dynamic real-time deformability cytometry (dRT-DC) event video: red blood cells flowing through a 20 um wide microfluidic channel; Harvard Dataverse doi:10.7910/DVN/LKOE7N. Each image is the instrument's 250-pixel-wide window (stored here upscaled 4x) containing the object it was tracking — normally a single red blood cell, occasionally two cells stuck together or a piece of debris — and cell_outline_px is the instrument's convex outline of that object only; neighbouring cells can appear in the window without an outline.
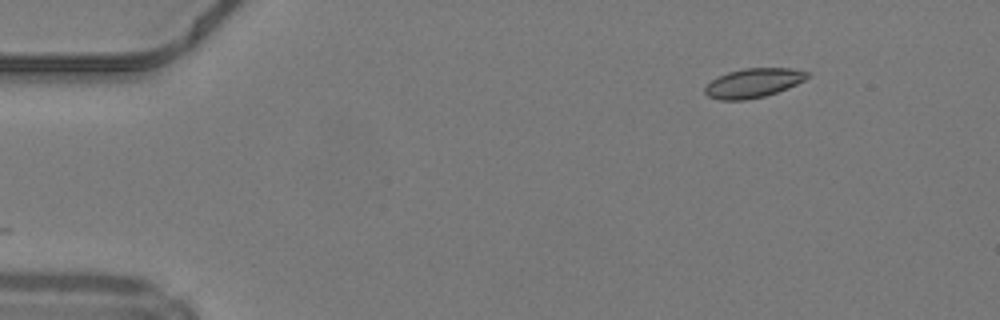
{"species": "common noctule bat (a hibernating species)", "species_latin": "Nyctalus noctula", "temperature_condition": "warm", "stored_images_in_passage": 44, "camera_frame_rate_fps": 3000, "um_per_image_px": 0.085, "animal": {"sex": "male", "body_mass_g": 19.2, "forearm_length_mm": 51.8}, "frame": {"image": 1, "passage_image": 1, "time_ms": 0.0, "image_size_px": [1000, 320], "cell_outline_px": [[808, 76], [804, 80], [788, 88], [764, 96], [744, 100], [720, 100], [708, 96], [704, 92], [704, 88], [712, 80], [728, 72], [744, 68], [792, 68], [808, 72]], "centroid_in_image_um": [64.02, 7.05], "position_along_channel_um": 21.0, "area_um2": 17.22}}
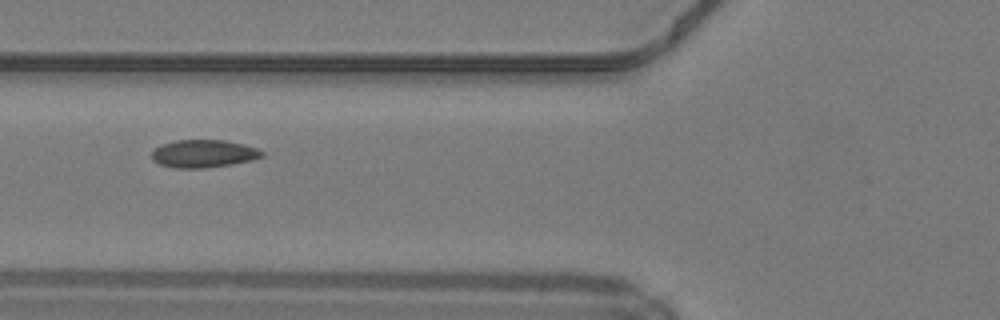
{"frame": {"image": 2, "passage_image": 14, "time_ms": 4.333, "image_size_px": [1000, 320], "cell_outline_px": [[264, 156], [252, 160], [232, 164], [204, 168], [172, 168], [160, 164], [152, 160], [152, 152], [156, 148], [164, 144], [176, 140], [224, 140], [244, 144], [256, 148], [264, 152]], "centroid_in_image_um": [17.32, 13.06], "position_along_channel_um": 108.5, "area_um2": 17.8}}
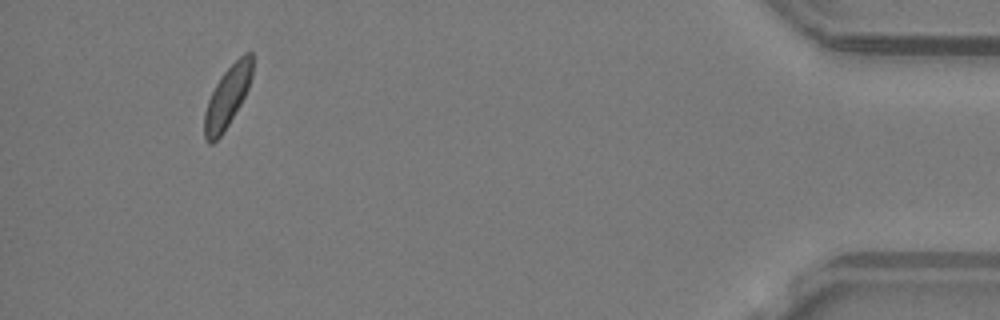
{"frame": {"image": 3, "passage_image": 41, "time_ms": 13.333, "image_size_px": [1000, 320], "cell_outline_px": [[252, 76], [248, 88], [240, 104], [224, 132], [212, 144], [208, 144], [204, 140], [204, 112], [208, 100], [216, 84], [224, 72], [244, 52], [252, 52]], "centroid_in_image_um": [19.31, 8.27], "position_along_channel_um": 415.9, "area_um2": 16.94}, "authors_computed_cell_mechanics": {"area_um2": 17.5423, "velocity_mm_per_s": 4.192, "shape_relaxation_time_tau1_ms": 3.7045, "shape_relaxation_time_tau2_ms": null, "deformation_change_tau1": 0.067, "deformation_change_tau2": null}}